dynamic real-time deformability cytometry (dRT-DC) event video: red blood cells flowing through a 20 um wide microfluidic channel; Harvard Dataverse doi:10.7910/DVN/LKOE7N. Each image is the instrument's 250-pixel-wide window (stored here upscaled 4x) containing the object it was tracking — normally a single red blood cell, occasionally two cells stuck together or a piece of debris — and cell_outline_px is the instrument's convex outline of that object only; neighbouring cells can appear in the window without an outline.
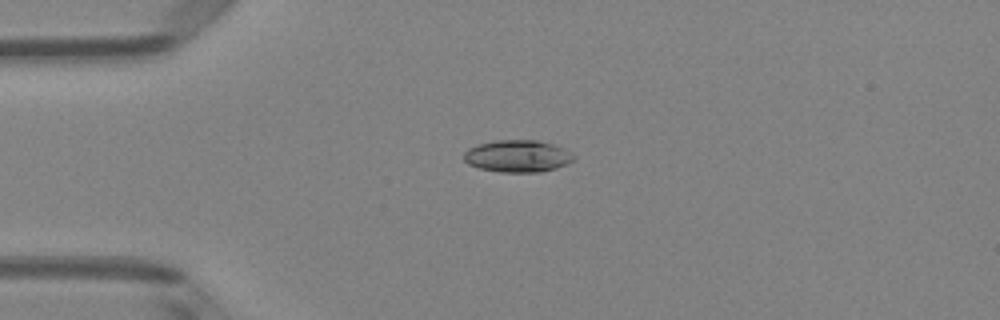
{"species": "Egyptian fruit bat (a non-hibernating species)", "species_latin": "Rousettus aegyptiacus", "temperature_condition": "room temperature", "stored_images_in_passage": 5, "camera_frame_rate_fps": 3000, "um_per_image_px": 0.085, "animal": {"sex": "female"}, "frame": {"image": 1, "passage_image": 4, "time_ms": 1.0, "image_size_px": [1000, 320], "cell_outline_px": [[576, 156], [572, 160], [556, 168], [540, 172], [500, 172], [480, 168], [468, 164], [464, 160], [464, 152], [468, 148], [480, 144], [496, 140], [536, 140], [552, 144], [564, 148]], "centroid_in_image_um": [43.98, 13.27], "position_along_channel_um": 41.0, "area_um2": 20.4}}